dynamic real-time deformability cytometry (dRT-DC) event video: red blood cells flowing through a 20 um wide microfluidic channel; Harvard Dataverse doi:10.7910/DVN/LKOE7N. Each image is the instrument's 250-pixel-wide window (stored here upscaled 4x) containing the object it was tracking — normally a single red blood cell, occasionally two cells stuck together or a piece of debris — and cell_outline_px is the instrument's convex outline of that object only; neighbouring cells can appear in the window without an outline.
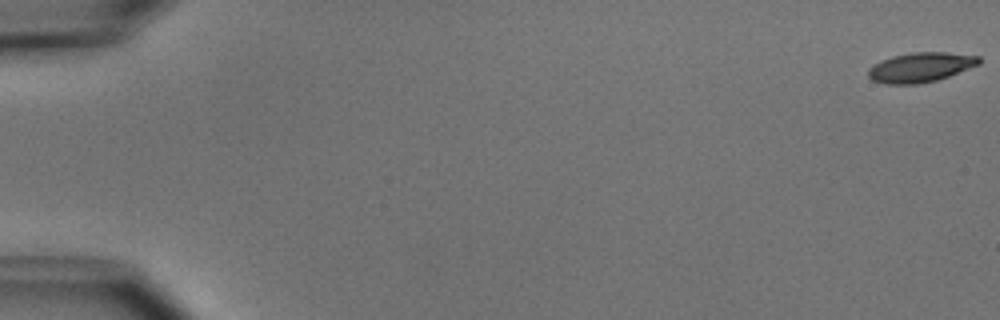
{"species": "common noctule bat (a hibernating species)", "species_latin": "Nyctalus noctula", "temperature_condition": "cold", "stored_images_in_passage": 54, "camera_frame_rate_fps": 3000, "um_per_image_px": 0.085, "animal": {"sex": "male", "body_mass_g": 15.6}, "frame": {"image": 1, "passage_image": 1, "time_ms": 0.0, "image_size_px": [1000, 320], "cell_outline_px": [[980, 64], [948, 76], [936, 80], [916, 84], [884, 84], [872, 80], [868, 76], [868, 68], [872, 64], [880, 60], [892, 56], [912, 52], [944, 52], [980, 56]], "centroid_in_image_um": [78.2, 5.71], "position_along_channel_um": 6.8, "area_um2": 19.19}}
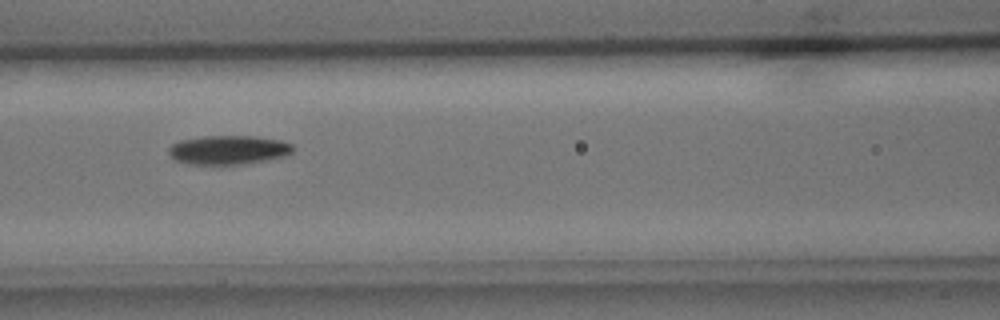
{"frame": {"image": 2, "passage_image": 25, "time_ms": 8.0, "image_size_px": [1000, 320], "cell_outline_px": [[292, 152], [284, 156], [244, 164], [188, 164], [176, 160], [168, 152], [168, 148], [172, 144], [180, 140], [204, 136], [256, 136], [280, 140], [292, 144]], "centroid_in_image_um": [19.39, 12.73], "position_along_channel_um": 147.2, "area_um2": 20.87}}
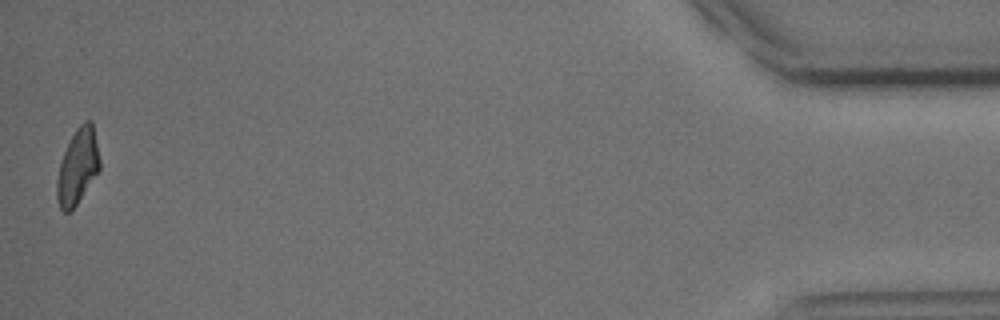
{"frame": {"image": 3, "passage_image": 54, "time_ms": 17.667, "image_size_px": [1000, 320], "cell_outline_px": [[100, 172], [76, 204], [68, 212], [64, 212], [60, 208], [56, 196], [56, 184], [60, 164], [64, 152], [76, 128], [84, 120], [92, 120], [100, 160]], "centroid_in_image_um": [6.62, 14.15], "position_along_channel_um": 428.6, "area_um2": 18.73}, "authors_computed_cell_mechanics": {"area_um2": 19.8543, "velocity_mm_per_s": 3.7832, "shape_relaxation_time_tau1_ms": 3.2337, "shape_relaxation_time_tau2_ms": 7.6211, "deformation_change_tau1": 0.1394, "deformation_change_tau2": 0.154}}